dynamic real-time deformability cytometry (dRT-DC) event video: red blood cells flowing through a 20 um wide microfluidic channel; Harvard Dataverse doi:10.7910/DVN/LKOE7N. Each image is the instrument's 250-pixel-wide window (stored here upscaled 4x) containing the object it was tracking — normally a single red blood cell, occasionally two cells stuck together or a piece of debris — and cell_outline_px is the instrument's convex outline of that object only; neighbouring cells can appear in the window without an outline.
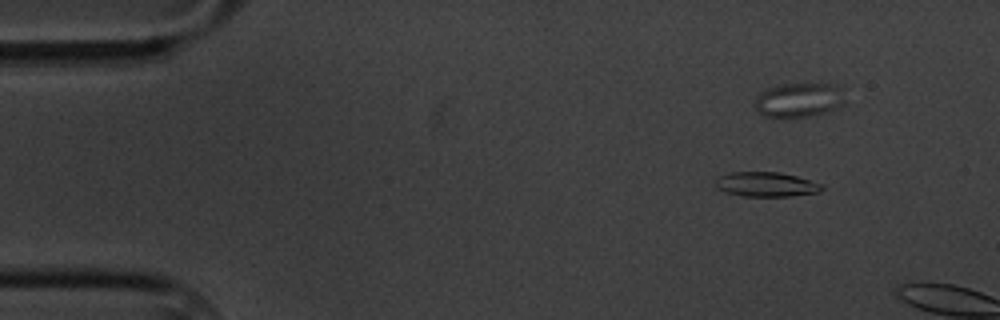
{"species": "common noctule bat (a hibernating species)", "species_latin": "Nyctalus noctula", "temperature_condition": "cold", "stored_images_in_passage": 6, "camera_frame_rate_fps": 3000, "um_per_image_px": 0.085, "animal": {"sex": "male", "body_mass_g": 20.1, "forearm_length_mm": 53.5}, "frame": {"image": 1, "passage_image": 3, "time_ms": 0.667, "image_size_px": [1000, 320], "cell_outline_px": [[824, 188], [820, 192], [792, 196], [744, 196], [724, 192], [716, 188], [712, 184], [716, 176], [732, 172], [780, 172], [796, 176], [824, 184]], "centroid_in_image_um": [65.08, 15.67], "position_along_channel_um": 19.9, "area_um2": 15.61}}